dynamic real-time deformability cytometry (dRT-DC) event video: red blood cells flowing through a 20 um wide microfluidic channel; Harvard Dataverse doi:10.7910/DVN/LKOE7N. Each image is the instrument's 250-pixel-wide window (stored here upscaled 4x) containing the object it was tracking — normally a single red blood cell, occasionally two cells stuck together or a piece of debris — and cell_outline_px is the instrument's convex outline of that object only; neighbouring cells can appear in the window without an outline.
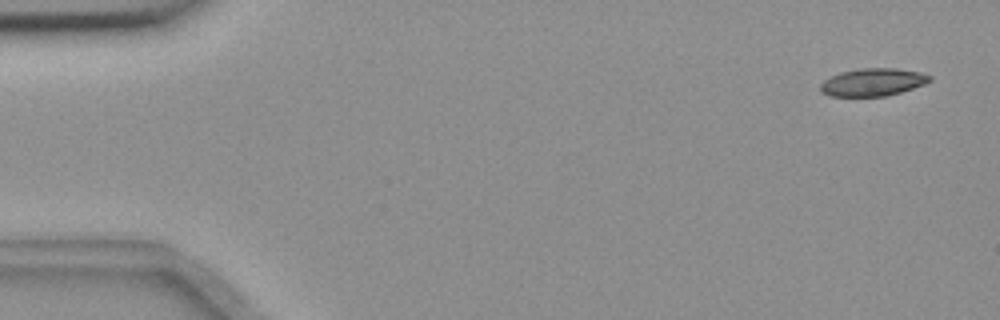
{"species": "common noctule bat (a hibernating species)", "species_latin": "Nyctalus noctula", "temperature_condition": "room temperature", "stored_images_in_passage": 55, "camera_frame_rate_fps": 3000, "um_per_image_px": 0.085, "animal": {"sex": "female", "body_mass_g": 18.4}, "frame": {"image": 1, "passage_image": 2, "time_ms": 0.333, "image_size_px": [1000, 320], "cell_outline_px": [[932, 80], [924, 84], [900, 92], [884, 96], [828, 96], [820, 92], [820, 84], [824, 80], [840, 72], [860, 68], [896, 68], [920, 72], [932, 76]], "centroid_in_image_um": [74.17, 6.98], "position_along_channel_um": 10.8, "area_um2": 17.63}}
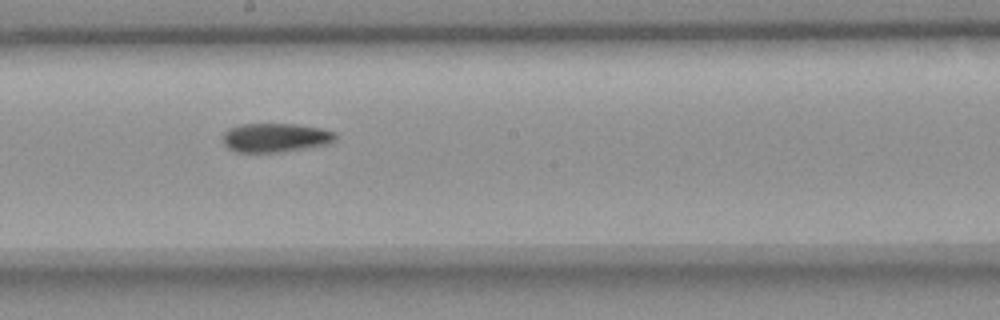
{"frame": {"image": 2, "passage_image": 30, "time_ms": 9.667, "image_size_px": [1000, 320], "cell_outline_px": [[336, 140], [328, 144], [304, 148], [276, 152], [236, 152], [228, 148], [224, 144], [224, 132], [228, 128], [240, 124], [296, 124], [320, 128], [336, 132]], "centroid_in_image_um": [23.41, 11.69], "position_along_channel_um": 224.8, "area_um2": 18.96}}
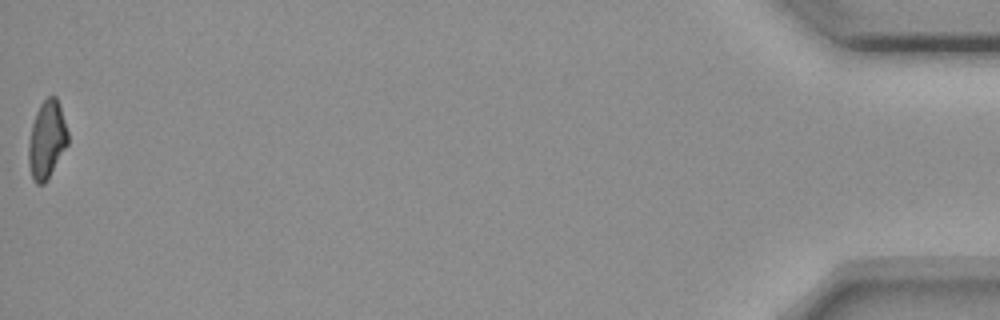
{"frame": {"image": 3, "passage_image": 55, "time_ms": 18.0, "image_size_px": [1000, 320], "cell_outline_px": [[68, 144], [44, 184], [36, 184], [32, 180], [28, 164], [28, 144], [32, 124], [36, 112], [40, 104], [48, 96], [56, 96], [68, 132]], "centroid_in_image_um": [3.96, 11.89], "position_along_channel_um": 431.2, "area_um2": 17.69}, "authors_computed_cell_mechanics": {"area_um2": 18.6116, "velocity_mm_per_s": 3.6611, "shape_relaxation_time_tau1_ms": 9.8115, "shape_relaxation_time_tau2_ms": null, "deformation_change_tau1": 0.2181, "deformation_change_tau2": null}}